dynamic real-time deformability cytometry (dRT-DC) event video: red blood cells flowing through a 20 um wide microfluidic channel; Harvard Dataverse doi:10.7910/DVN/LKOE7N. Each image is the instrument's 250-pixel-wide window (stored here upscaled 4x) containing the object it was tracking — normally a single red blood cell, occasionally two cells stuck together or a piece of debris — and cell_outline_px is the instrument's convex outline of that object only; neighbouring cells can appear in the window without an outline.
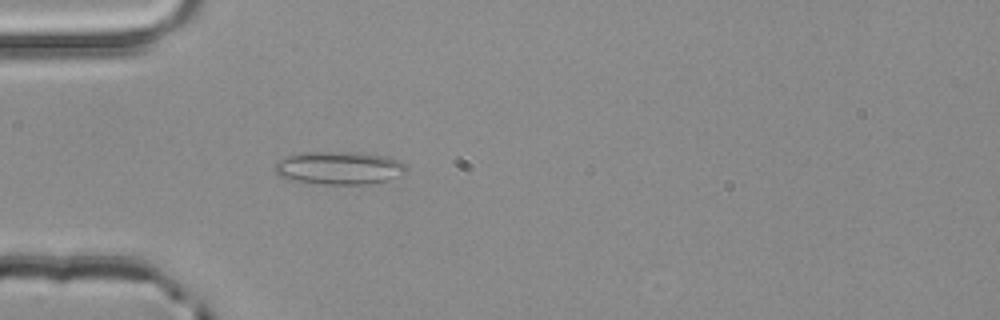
{"species": "common noctule bat (a hibernating species)", "species_latin": "Nyctalus noctula", "temperature_condition": "room temperature", "stored_images_in_passage": 2, "camera_frame_rate_fps": 3000, "um_per_image_px": 0.085, "animal": {"sex": "male", "body_mass_g": 20.4}, "frame": {"image": 1, "passage_image": 2, "time_ms": 0.333, "image_size_px": [1000, 320], "cell_outline_px": [[408, 168], [404, 172], [388, 180], [368, 184], [324, 184], [296, 180], [280, 176], [276, 172], [276, 164], [280, 160], [288, 156], [300, 152], [364, 152], [388, 156], [400, 160]], "centroid_in_image_um": [28.89, 14.25], "position_along_channel_um": 56.1, "area_um2": 25.14}}